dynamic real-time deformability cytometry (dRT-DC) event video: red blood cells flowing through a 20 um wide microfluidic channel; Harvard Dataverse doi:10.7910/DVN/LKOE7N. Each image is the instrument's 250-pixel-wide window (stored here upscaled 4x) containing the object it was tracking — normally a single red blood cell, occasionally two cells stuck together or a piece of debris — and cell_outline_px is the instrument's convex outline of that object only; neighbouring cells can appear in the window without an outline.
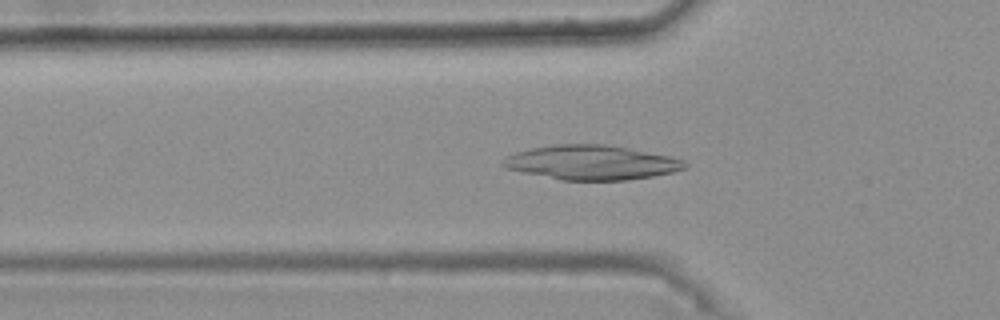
{"species": "common noctule bat (a hibernating species)", "species_latin": "Nyctalus noctula", "temperature_condition": "warm", "stored_images_in_passage": 47, "camera_frame_rate_fps": 3000, "um_per_image_px": 0.085, "animal": {"sex": "female", "body_mass_g": 25.1}, "frame": {"image": 1, "passage_image": 18, "time_ms": 5.667, "image_size_px": [1000, 320], "cell_outline_px": [[688, 168], [672, 172], [652, 176], [628, 180], [560, 180], [524, 172], [508, 168], [500, 164], [508, 156], [516, 152], [532, 148], [552, 144], [604, 144], [628, 148], [672, 156], [684, 160], [688, 164]], "centroid_in_image_um": [50.33, 13.81], "position_along_channel_um": 75.5, "area_um2": 36.41}}
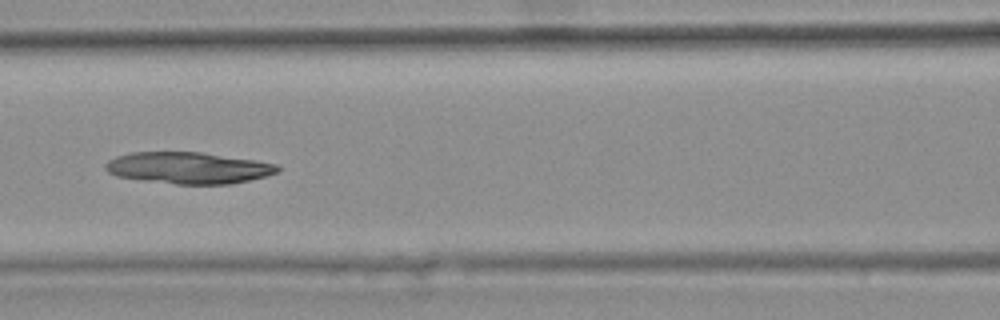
{"frame": {"image": 2, "passage_image": 24, "time_ms": 7.667, "image_size_px": [1000, 320], "cell_outline_px": [[280, 168], [276, 172], [264, 176], [232, 184], [176, 184], [144, 180], [116, 176], [108, 172], [104, 168], [104, 164], [108, 160], [116, 156], [132, 152], [200, 152], [252, 160], [276, 164]], "centroid_in_image_um": [15.94, 14.27], "position_along_channel_um": 150.7, "area_um2": 31.33}}
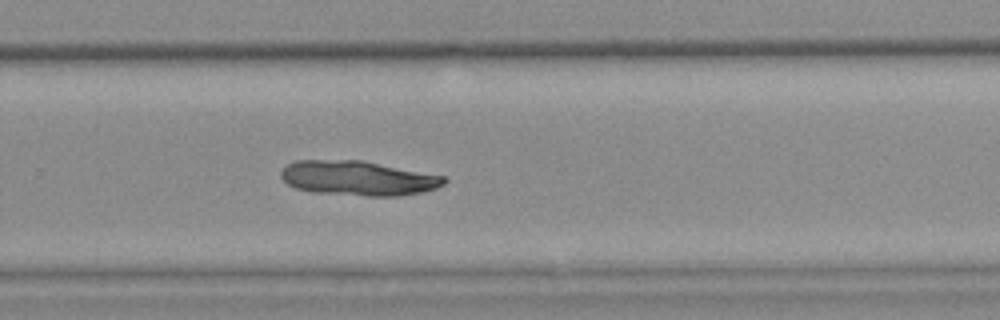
{"frame": {"image": 3, "passage_image": 36, "time_ms": 11.667, "image_size_px": [1000, 320], "cell_outline_px": [[448, 180], [444, 184], [436, 188], [420, 192], [396, 196], [368, 196], [312, 192], [296, 188], [288, 184], [280, 176], [280, 172], [288, 164], [296, 160], [364, 160], [444, 176]], "centroid_in_image_um": [30.43, 15.14], "position_along_channel_um": 299.4, "area_um2": 32.95}}